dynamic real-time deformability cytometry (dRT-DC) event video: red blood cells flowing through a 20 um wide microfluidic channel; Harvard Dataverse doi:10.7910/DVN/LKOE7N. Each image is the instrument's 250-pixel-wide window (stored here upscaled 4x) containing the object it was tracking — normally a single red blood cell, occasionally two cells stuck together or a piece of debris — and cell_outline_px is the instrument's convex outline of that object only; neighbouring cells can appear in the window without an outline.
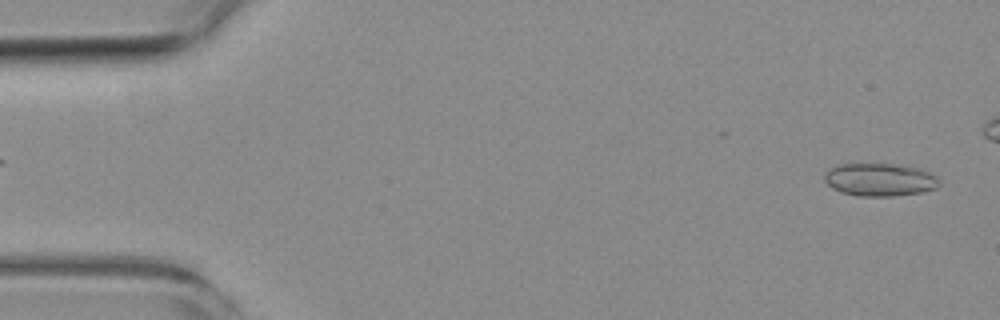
{"species": "common noctule bat (a hibernating species)", "species_latin": "Nyctalus noctula", "temperature_condition": "room temperature", "stored_images_in_passage": 4, "segment_of_instrument_passage": [2, 2], "camera_frame_rate_fps": 3000, "um_per_image_px": 0.085, "animal": {"sex": "female", "body_mass_g": 19.3, "forearm_length_mm": 54.1}, "frame": {"image": 1, "passage_image": 4, "time_ms": 3.333, "image_size_px": [1000, 320], "cell_outline_px": [[940, 184], [936, 188], [924, 192], [892, 196], [860, 196], [840, 192], [832, 188], [824, 180], [824, 176], [828, 168], [836, 164], [908, 164], [932, 172], [940, 180]], "centroid_in_image_um": [74.82, 15.26], "position_along_channel_um": 10.2, "area_um2": 22.48}}